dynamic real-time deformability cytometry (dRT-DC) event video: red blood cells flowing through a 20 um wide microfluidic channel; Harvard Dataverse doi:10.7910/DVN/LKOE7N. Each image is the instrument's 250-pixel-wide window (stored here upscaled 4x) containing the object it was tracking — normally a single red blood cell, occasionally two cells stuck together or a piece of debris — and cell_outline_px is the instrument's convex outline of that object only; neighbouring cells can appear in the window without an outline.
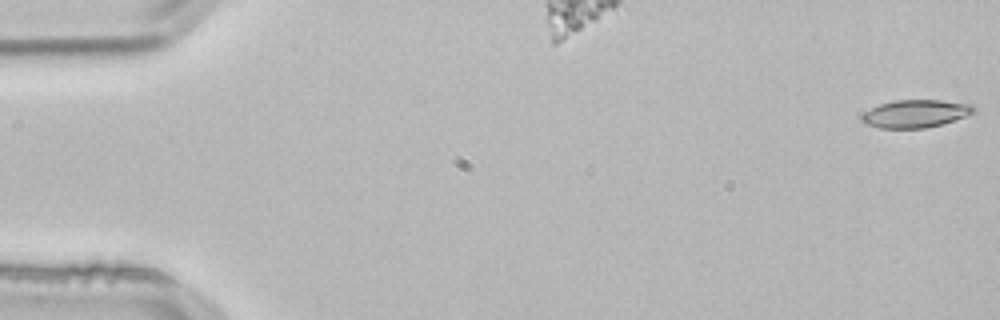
{"species": "common noctule bat (a hibernating species)", "species_latin": "Nyctalus noctula", "temperature_condition": "room temperature", "stored_images_in_passage": 52, "camera_frame_rate_fps": 3000, "um_per_image_px": 0.085, "animal": {"sex": "male", "body_mass_g": 21.5, "forearm_length_mm": 52.0}, "frame": {"image": 1, "passage_image": 1, "time_ms": 0.0, "image_size_px": [1000, 320], "cell_outline_px": [[976, 112], [940, 124], [924, 128], [880, 128], [864, 124], [860, 120], [860, 116], [864, 112], [880, 104], [896, 100], [940, 100], [972, 104], [976, 108]], "centroid_in_image_um": [77.78, 9.66], "position_along_channel_um": 7.2, "area_um2": 18.03}}
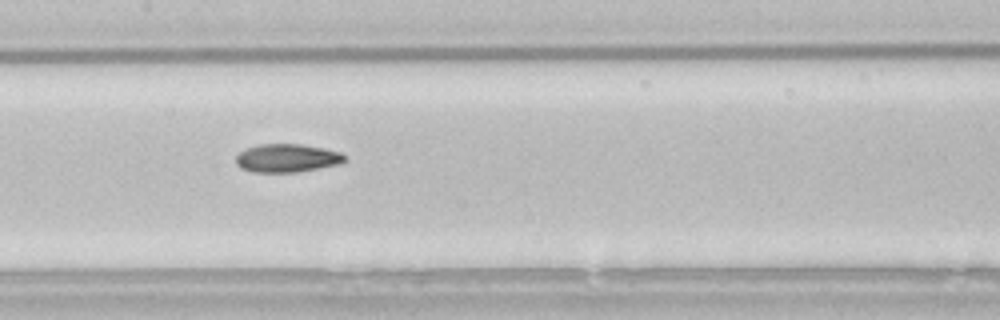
{"frame": {"image": 2, "passage_image": 26, "time_ms": 8.333, "image_size_px": [1000, 320], "cell_outline_px": [[348, 160], [340, 164], [296, 172], [252, 172], [240, 168], [236, 164], [236, 156], [244, 148], [256, 144], [300, 144], [324, 148], [340, 152], [348, 156]], "centroid_in_image_um": [24.4, 13.43], "position_along_channel_um": 183.0, "area_um2": 18.21}}
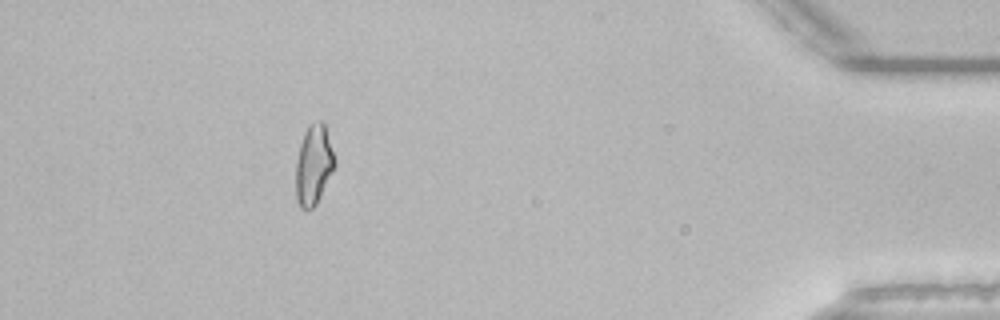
{"frame": {"image": 3, "passage_image": 48, "time_ms": 15.667, "image_size_px": [1000, 320], "cell_outline_px": [[336, 164], [316, 204], [312, 208], [300, 208], [296, 196], [296, 160], [300, 144], [304, 132], [308, 124], [320, 120], [324, 124], [336, 160]], "centroid_in_image_um": [26.65, 13.99], "position_along_channel_um": 408.5, "area_um2": 17.92}}